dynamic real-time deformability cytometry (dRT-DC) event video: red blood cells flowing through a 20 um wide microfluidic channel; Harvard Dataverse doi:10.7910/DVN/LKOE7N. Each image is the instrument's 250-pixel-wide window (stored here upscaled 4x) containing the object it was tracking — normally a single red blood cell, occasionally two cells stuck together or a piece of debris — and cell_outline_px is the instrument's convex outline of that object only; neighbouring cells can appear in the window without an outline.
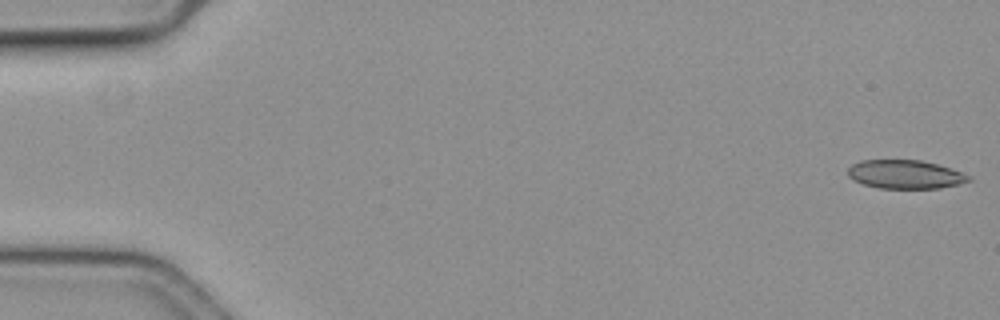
{"species": "common noctule bat (a hibernating species)", "species_latin": "Nyctalus noctula", "temperature_condition": "cold", "stored_images_in_passage": 57, "camera_frame_rate_fps": 3000, "um_per_image_px": 0.085, "animal": {"sex": "female", "body_mass_g": 19.3, "forearm_length_mm": 54.1}, "frame": {"image": 1, "passage_image": 1, "time_ms": 0.0, "image_size_px": [1000, 320], "cell_outline_px": [[972, 180], [940, 188], [880, 188], [864, 184], [848, 176], [848, 168], [852, 164], [860, 160], [920, 160], [936, 164], [960, 172], [968, 176]], "centroid_in_image_um": [76.9, 14.81], "position_along_channel_um": 8.1, "area_um2": 19.77}}
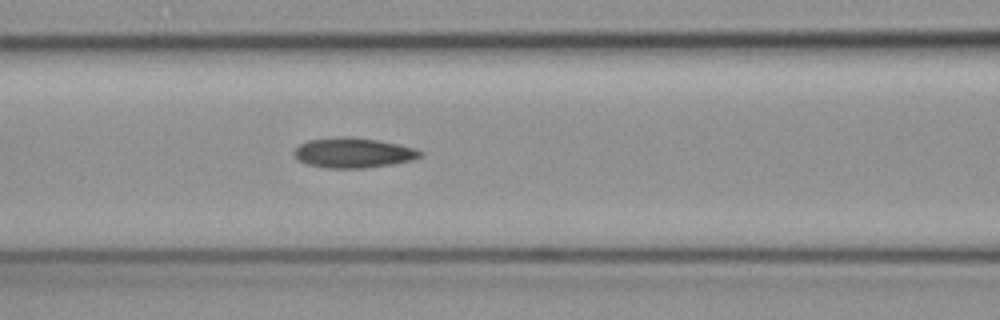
{"frame": {"image": 2, "passage_image": 25, "time_ms": 8.0, "image_size_px": [1000, 320], "cell_outline_px": [[424, 156], [412, 160], [392, 164], [364, 168], [324, 168], [308, 164], [300, 160], [296, 156], [296, 148], [300, 144], [308, 140], [344, 136], [380, 140], [416, 148], [424, 152]], "centroid_in_image_um": [30.1, 12.98], "position_along_channel_um": 136.5, "area_um2": 22.02}}
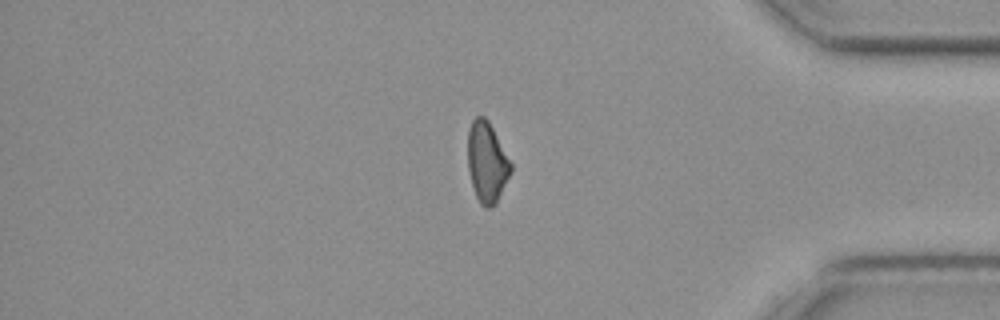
{"frame": {"image": 3, "passage_image": 49, "time_ms": 16.0, "image_size_px": [1000, 320], "cell_outline_px": [[512, 172], [496, 204], [488, 208], [484, 208], [480, 204], [476, 196], [472, 184], [468, 168], [468, 132], [472, 120], [476, 116], [484, 116], [488, 120], [512, 164]], "centroid_in_image_um": [41.39, 13.81], "position_along_channel_um": 393.8, "area_um2": 20.17}}